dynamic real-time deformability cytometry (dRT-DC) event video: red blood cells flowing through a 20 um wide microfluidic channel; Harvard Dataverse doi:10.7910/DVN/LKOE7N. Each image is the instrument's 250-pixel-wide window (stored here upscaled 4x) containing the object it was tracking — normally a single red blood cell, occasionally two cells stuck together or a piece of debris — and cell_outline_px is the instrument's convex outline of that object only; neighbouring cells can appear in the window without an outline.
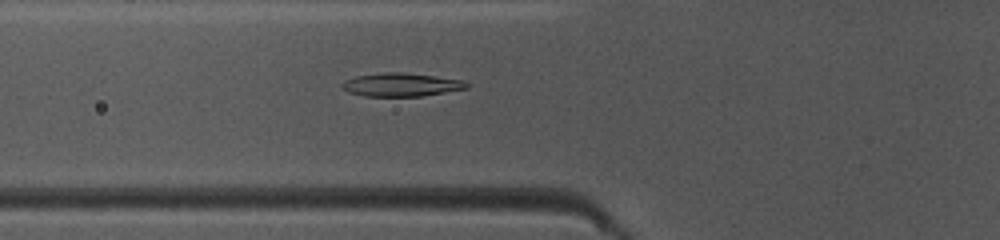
{"species": "common noctule bat (a hibernating species)", "species_latin": "Nyctalus noctula", "temperature_condition": "warm", "stored_images_in_passage": 48, "camera_frame_rate_fps": 3000, "um_per_image_px": 0.085, "animal": {"sex": "female", "body_mass_g": 10.0, "forearm_length_mm": 53.1}, "frame": {"image": 1, "passage_image": 17, "time_ms": 5.333, "image_size_px": [1000, 240], "cell_outline_px": [[468, 88], [420, 96], [364, 96], [348, 92], [340, 88], [340, 84], [344, 80], [356, 76], [384, 72], [404, 72], [464, 80], [468, 84]], "centroid_in_image_um": [34.04, 7.19], "position_along_channel_um": 91.8, "area_um2": 16.99}}
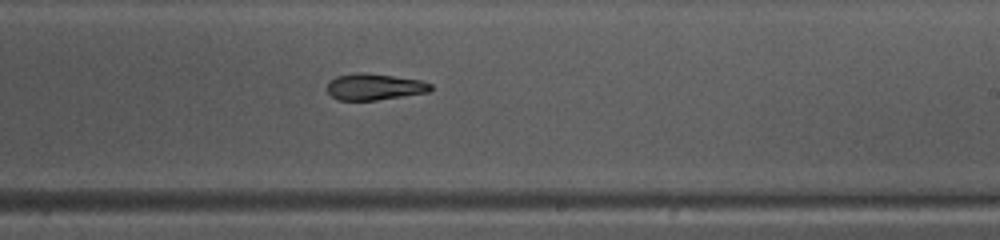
{"frame": {"image": 2, "passage_image": 29, "time_ms": 9.333, "image_size_px": [1000, 240], "cell_outline_px": [[432, 88], [428, 92], [376, 100], [336, 100], [328, 92], [328, 80], [336, 76], [356, 72], [364, 72], [420, 80], [432, 84]], "centroid_in_image_um": [31.78, 7.37], "position_along_channel_um": 257.2, "area_um2": 15.9}}
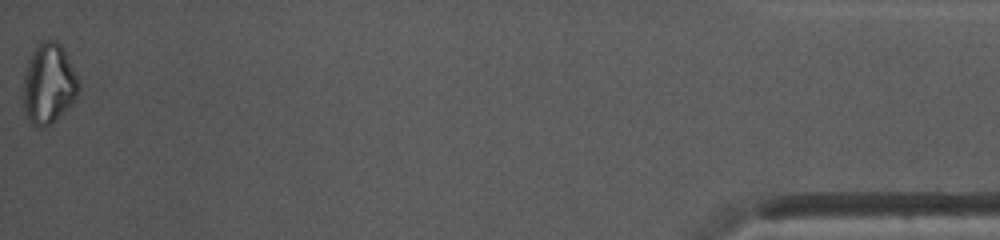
{"frame": {"image": 3, "passage_image": 48, "time_ms": 15.667, "image_size_px": [1000, 240], "cell_outline_px": [[80, 88], [72, 104], [48, 124], [40, 128], [36, 128], [28, 120], [24, 112], [24, 76], [28, 60], [36, 44], [40, 40], [56, 40], [60, 44], [80, 84]], "centroid_in_image_um": [4.11, 7.11], "position_along_channel_um": 431.1, "area_um2": 25.55}, "authors_computed_cell_mechanics": {"area_um2": 16.9643, "velocity_mm_per_s": 4.1207, "shape_relaxation_time_tau1_ms": 10.4708, "shape_relaxation_time_tau2_ms": 5.9221, "deformation_change_tau1": 0.256, "deformation_change_tau2": 0.1342}}